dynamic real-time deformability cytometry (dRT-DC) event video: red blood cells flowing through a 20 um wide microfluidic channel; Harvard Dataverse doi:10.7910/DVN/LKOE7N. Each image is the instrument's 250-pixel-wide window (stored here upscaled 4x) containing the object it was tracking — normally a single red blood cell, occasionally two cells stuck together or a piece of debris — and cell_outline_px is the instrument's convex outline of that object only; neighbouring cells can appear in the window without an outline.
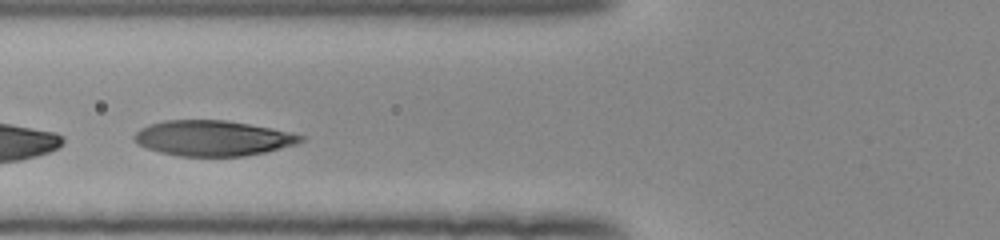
{"species": "human", "species_latin": "Homo sapiens", "temperature_condition": "room temperature", "stored_images_in_passage": 33, "camera_frame_rate_fps": 3000, "um_per_image_px": 0.085, "donor": {"sex": "female"}, "frame": {"image": 1, "passage_image": 10, "time_ms": 3.0, "image_size_px": [1000, 240], "cell_outline_px": [[304, 140], [296, 144], [264, 152], [244, 156], [180, 156], [160, 152], [136, 144], [132, 140], [132, 136], [140, 128], [148, 124], [164, 120], [224, 120], [272, 128], [292, 132], [304, 136]], "centroid_in_image_um": [18.05, 11.74], "position_along_channel_um": 107.8, "area_um2": 34.39}}
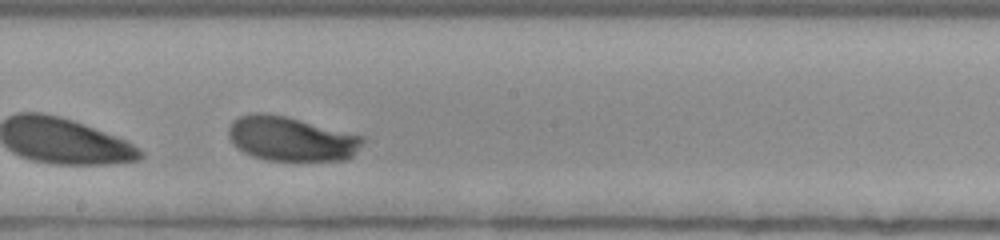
{"frame": {"image": 2, "passage_image": 19, "time_ms": 6.0, "image_size_px": [1000, 240], "cell_outline_px": [[364, 140], [352, 156], [348, 160], [268, 160], [252, 156], [236, 148], [232, 144], [228, 136], [228, 128], [232, 120], [240, 116], [252, 112], [264, 112], [288, 116], [364, 136]], "centroid_in_image_um": [24.7, 11.78], "position_along_channel_um": 223.5, "area_um2": 35.03}}
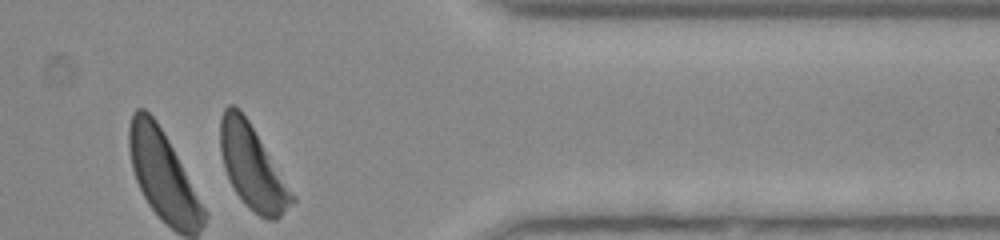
{"frame": {"image": 3, "passage_image": 33, "time_ms": 10.667, "image_size_px": [1000, 240], "cell_outline_px": [[296, 200], [276, 220], [268, 220], [260, 216], [248, 208], [244, 204], [236, 192], [224, 168], [220, 152], [220, 120], [224, 108], [228, 104], [232, 104], [240, 108], [248, 120], [296, 196]], "centroid_in_image_um": [21.45, 14.2], "position_along_channel_um": 390.0, "area_um2": 34.8}, "authors_computed_cell_mechanics": {"area_um2": 35.0268, "velocity_mm_per_s": 3.8763, "shape_relaxation_time_tau1_ms": 1.6242, "shape_relaxation_time_tau2_ms": null, "deformation_change_tau1": 0.1248, "deformation_change_tau2": null}}